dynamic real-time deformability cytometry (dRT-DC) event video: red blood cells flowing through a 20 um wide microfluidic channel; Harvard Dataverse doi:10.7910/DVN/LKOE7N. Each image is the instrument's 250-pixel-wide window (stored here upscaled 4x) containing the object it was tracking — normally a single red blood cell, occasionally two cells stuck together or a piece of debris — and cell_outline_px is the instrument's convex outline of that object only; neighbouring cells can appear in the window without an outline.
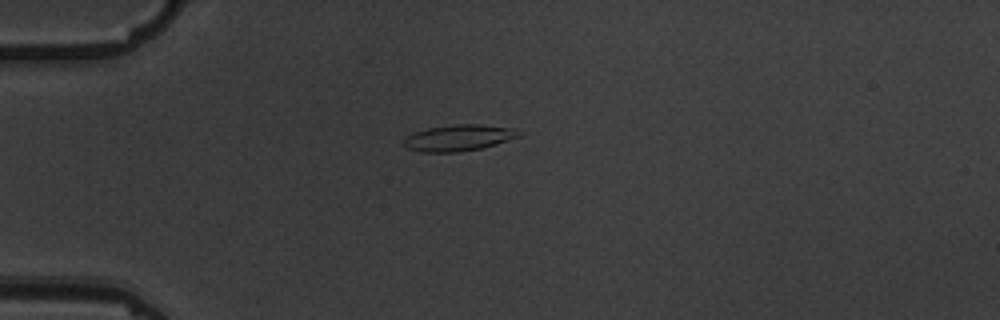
{"species": "common noctule bat (a hibernating species)", "species_latin": "Nyctalus noctula", "temperature_condition": "warm", "stored_images_in_passage": 3, "camera_frame_rate_fps": 3000, "um_per_image_px": 0.085, "animal": {"sex": "male", "body_mass_g": 19.5, "forearm_length_mm": 54.6}, "frame": {"image": 1, "passage_image": 1, "time_ms": 0.0, "image_size_px": [1000, 320], "cell_outline_px": [[520, 136], [496, 144], [480, 148], [460, 152], [420, 152], [408, 148], [400, 144], [404, 136], [428, 128], [456, 124], [480, 124], [516, 128], [520, 132]], "centroid_in_image_um": [38.95, 11.71], "position_along_channel_um": 46.1, "area_um2": 17.74}}
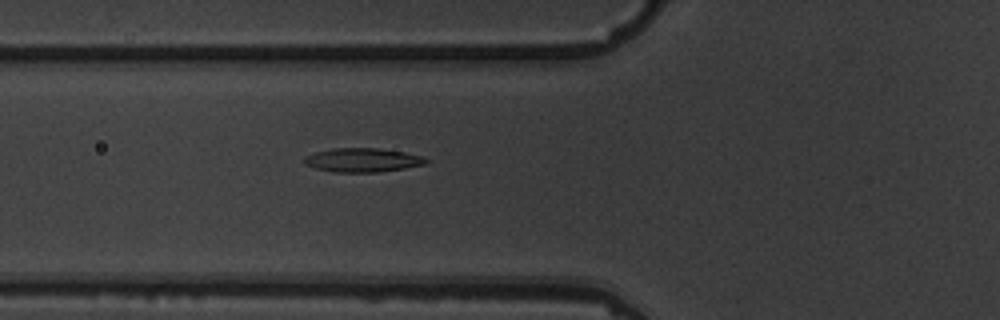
{"frame": {"image": 2, "passage_image": 3, "time_ms": 2.0, "image_size_px": [1000, 320], "cell_outline_px": [[432, 160], [424, 164], [404, 168], [380, 172], [332, 172], [316, 168], [304, 164], [304, 156], [316, 152], [332, 148], [380, 148], [404, 152], [424, 156]], "centroid_in_image_um": [30.84, 13.6], "position_along_channel_um": 95.0, "area_um2": 17.11}}